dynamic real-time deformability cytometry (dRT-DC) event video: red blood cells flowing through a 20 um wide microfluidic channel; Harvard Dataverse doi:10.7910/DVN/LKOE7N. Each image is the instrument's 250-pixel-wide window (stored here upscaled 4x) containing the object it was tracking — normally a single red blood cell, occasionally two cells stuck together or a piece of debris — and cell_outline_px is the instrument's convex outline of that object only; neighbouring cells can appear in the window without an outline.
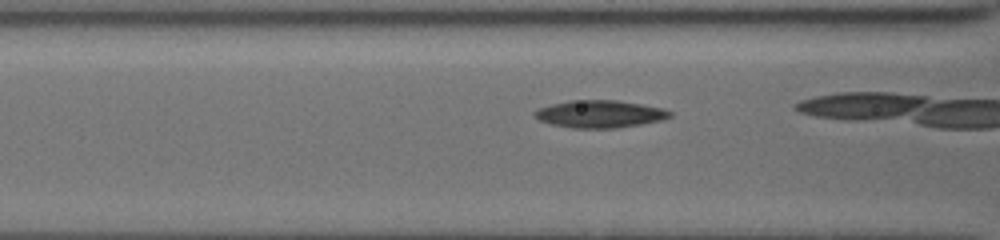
{"species": "common noctule bat (a hibernating species)", "species_latin": "Nyctalus noctula", "temperature_condition": "cold", "stored_images_in_passage": 31, "camera_frame_rate_fps": 3000, "um_per_image_px": 0.085, "animal": {"sex": "female", "body_mass_g": 19.5, "forearm_length_mm": 54.1}, "frame": {"image": 1, "passage_image": 10, "time_ms": 3.0, "image_size_px": [1000, 240], "cell_outline_px": [[672, 116], [660, 120], [640, 124], [612, 128], [572, 128], [552, 124], [540, 120], [532, 112], [536, 108], [568, 100], [616, 100], [664, 108], [672, 112]], "centroid_in_image_um": [50.96, 9.68], "position_along_channel_um": 115.6, "area_um2": 21.5}}